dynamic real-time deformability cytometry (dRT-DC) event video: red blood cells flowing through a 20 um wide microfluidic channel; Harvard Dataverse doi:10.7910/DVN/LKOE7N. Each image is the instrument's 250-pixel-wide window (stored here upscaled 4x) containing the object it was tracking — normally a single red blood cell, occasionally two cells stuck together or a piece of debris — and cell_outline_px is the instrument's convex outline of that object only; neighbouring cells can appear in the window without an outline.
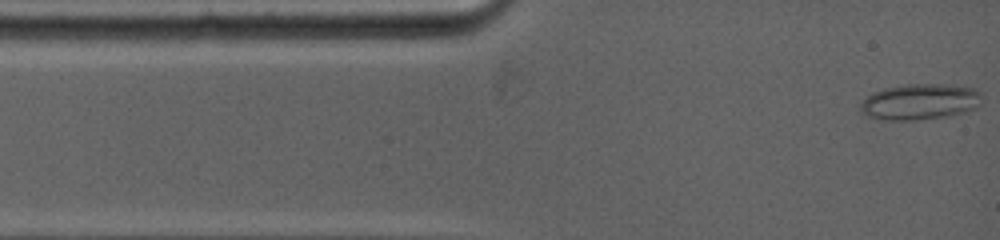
{"species": "common noctule bat (a hibernating species)", "species_latin": "Nyctalus noctula", "temperature_condition": "warm", "stored_images_in_passage": 59, "camera_frame_rate_fps": 5000, "um_per_image_px": 0.085, "animal": {"sex": "female", "body_mass_g": 19.0, "forearm_length_mm": 53.3}, "frame": {"image": 1, "passage_image": 1, "time_ms": 0.0, "image_size_px": [1000, 240], "cell_outline_px": [[980, 104], [976, 108], [968, 112], [952, 116], [916, 120], [880, 120], [868, 116], [860, 112], [860, 104], [868, 96], [884, 88], [908, 84], [932, 84], [972, 88], [976, 92]], "centroid_in_image_um": [78.15, 8.69], "position_along_channel_um": 6.9, "area_um2": 25.14}}
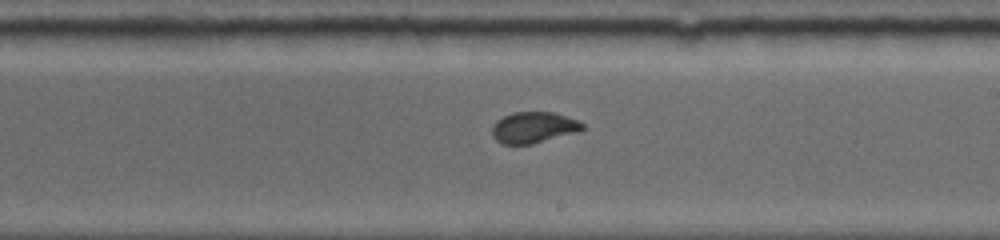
{"frame": {"image": 2, "passage_image": 17, "time_ms": 7.2, "image_size_px": [1000, 240], "cell_outline_px": [[584, 128], [576, 132], [532, 144], [504, 144], [496, 140], [492, 136], [492, 128], [496, 120], [504, 116], [516, 112], [552, 112], [576, 120], [584, 124]], "centroid_in_image_um": [45.32, 10.84], "position_along_channel_um": 243.7, "area_um2": 16.13}}
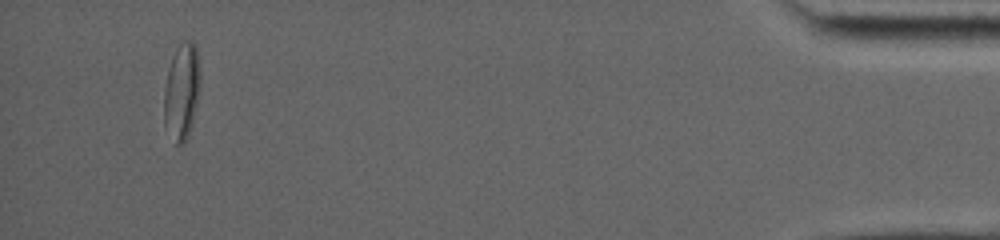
{"frame": {"image": 3, "passage_image": 50, "time_ms": 14.4, "image_size_px": [1000, 240], "cell_outline_px": [[200, 88], [192, 124], [188, 136], [184, 144], [176, 144], [164, 124], [164, 88], [168, 68], [176, 48], [180, 44], [196, 44], [200, 72]], "centroid_in_image_um": [15.45, 7.82], "position_along_channel_um": 419.8, "area_um2": 20.17}}